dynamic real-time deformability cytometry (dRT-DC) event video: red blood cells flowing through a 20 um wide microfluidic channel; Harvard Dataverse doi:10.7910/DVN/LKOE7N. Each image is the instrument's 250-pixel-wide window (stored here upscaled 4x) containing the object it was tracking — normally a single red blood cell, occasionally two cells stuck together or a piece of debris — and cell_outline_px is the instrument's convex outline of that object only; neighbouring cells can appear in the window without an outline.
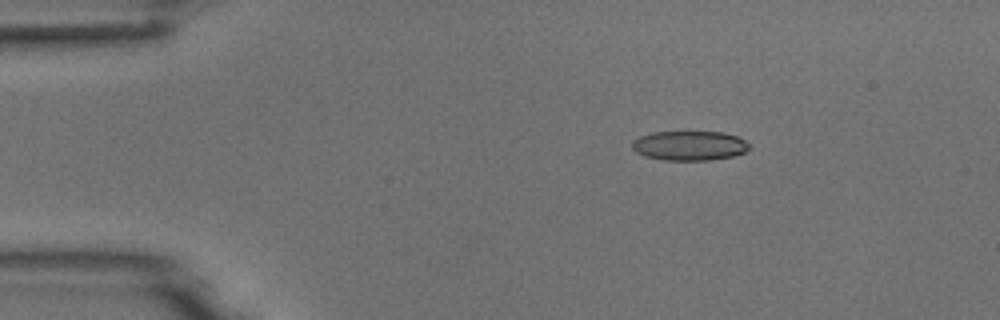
{"species": "common noctule bat (a hibernating species)", "species_latin": "Nyctalus noctula", "temperature_condition": "room temperature", "stored_images_in_passage": 5, "camera_frame_rate_fps": 3000, "um_per_image_px": 0.085, "animal": {"sex": "male", "body_mass_g": 18.8}, "frame": {"image": 1, "passage_image": 3, "time_ms": 0.667, "image_size_px": [1000, 320], "cell_outline_px": [[752, 144], [744, 152], [732, 156], [712, 160], [664, 160], [644, 156], [636, 152], [632, 148], [632, 140], [640, 136], [652, 132], [724, 132], [736, 136]], "centroid_in_image_um": [58.59, 12.38], "position_along_channel_um": 26.4, "area_um2": 20.23}}
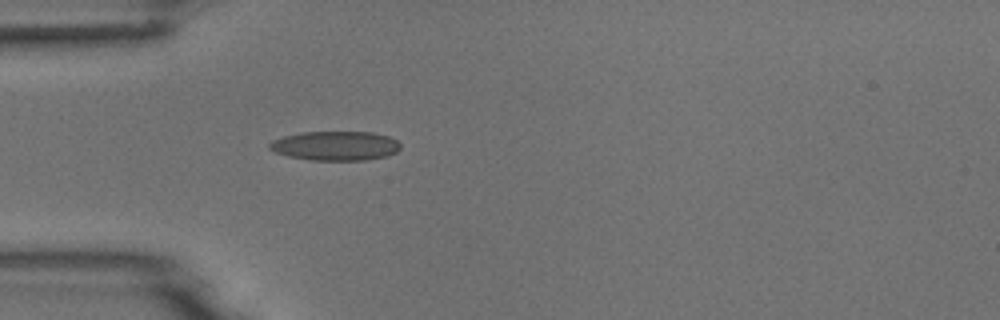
{"frame": {"image": 2, "passage_image": 5, "time_ms": 1.333, "image_size_px": [1000, 320], "cell_outline_px": [[400, 148], [396, 152], [388, 156], [368, 160], [312, 160], [288, 156], [276, 152], [268, 148], [268, 144], [272, 140], [284, 136], [300, 132], [372, 132], [388, 136], [396, 140], [400, 144]], "centroid_in_image_um": [28.51, 12.39], "position_along_channel_um": 56.5, "area_um2": 22.43}}